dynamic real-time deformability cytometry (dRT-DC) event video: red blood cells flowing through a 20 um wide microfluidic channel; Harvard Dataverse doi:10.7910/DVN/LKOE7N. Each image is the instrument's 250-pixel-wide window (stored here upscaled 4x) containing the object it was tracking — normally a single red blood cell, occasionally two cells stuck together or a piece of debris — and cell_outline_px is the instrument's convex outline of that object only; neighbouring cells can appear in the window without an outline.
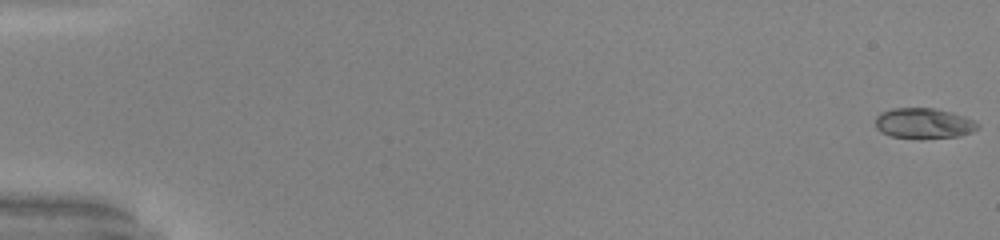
{"species": "common noctule bat (a hibernating species)", "species_latin": "Nyctalus noctula", "temperature_condition": "warm", "stored_images_in_passage": 52, "camera_frame_rate_fps": 3000, "um_per_image_px": 0.085, "animal": {"sex": "male", "body_mass_g": 20.0, "forearm_length_mm": 53.3}, "frame": {"image": 1, "passage_image": 1, "time_ms": 0.0, "image_size_px": [1000, 240], "cell_outline_px": [[980, 128], [972, 132], [960, 136], [920, 140], [892, 136], [880, 132], [876, 128], [876, 116], [880, 112], [892, 108], [936, 108], [952, 112], [964, 116], [980, 124]], "centroid_in_image_um": [78.53, 10.5], "position_along_channel_um": 6.5, "area_um2": 18.67}}
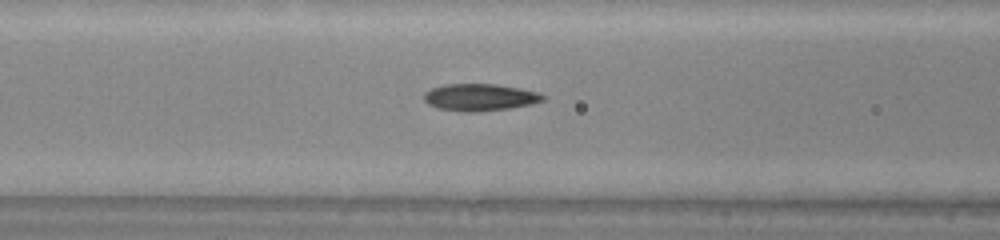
{"frame": {"image": 2, "passage_image": 23, "time_ms": 7.333, "image_size_px": [1000, 240], "cell_outline_px": [[544, 100], [532, 104], [508, 108], [476, 112], [464, 112], [440, 108], [428, 104], [424, 100], [424, 92], [432, 88], [444, 84], [496, 84], [520, 88], [540, 92], [544, 96]], "centroid_in_image_um": [40.8, 8.26], "position_along_channel_um": 125.8, "area_um2": 18.73}}
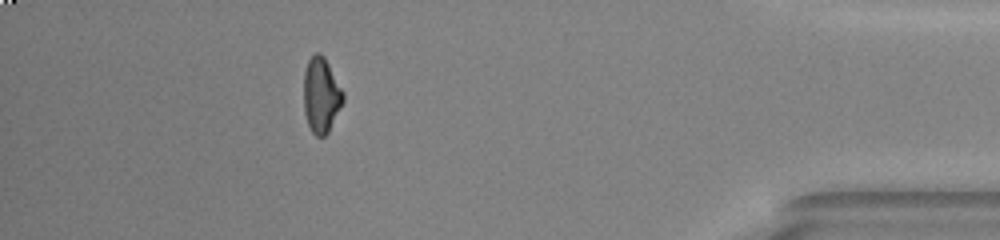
{"frame": {"image": 3, "passage_image": 47, "time_ms": 15.333, "image_size_px": [1000, 240], "cell_outline_px": [[344, 100], [328, 132], [324, 136], [316, 136], [312, 132], [308, 124], [304, 112], [304, 72], [308, 60], [316, 52], [320, 52], [324, 56], [344, 92]], "centroid_in_image_um": [27.3, 8.07], "position_along_channel_um": 407.9, "area_um2": 17.22}, "authors_computed_cell_mechanics": {"area_um2": 17.918, "velocity_mm_per_s": 4.0918, "shape_relaxation_time_tau1_ms": null, "shape_relaxation_time_tau2_ms": 1.39, "deformation_change_tau1": null, "deformation_change_tau2": 0.067}}